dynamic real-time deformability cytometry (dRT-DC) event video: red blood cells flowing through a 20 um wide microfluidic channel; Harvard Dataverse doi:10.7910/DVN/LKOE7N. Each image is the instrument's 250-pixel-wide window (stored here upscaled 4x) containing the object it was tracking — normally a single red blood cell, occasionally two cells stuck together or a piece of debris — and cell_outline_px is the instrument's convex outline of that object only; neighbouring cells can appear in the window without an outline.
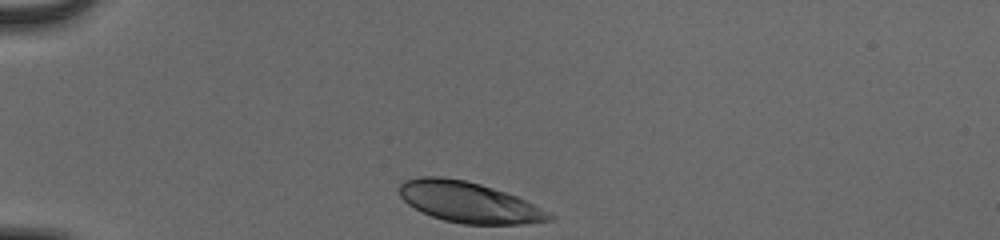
{"species": "human", "species_latin": "Homo sapiens", "temperature_condition": "cold", "stored_images_in_passage": 32, "camera_frame_rate_fps": 3000, "um_per_image_px": 0.085, "donor": {"sex": "male"}, "frame": {"image": 1, "passage_image": 1, "time_ms": 0.0, "image_size_px": [1000, 240], "cell_outline_px": [[556, 216], [552, 220], [520, 224], [464, 224], [444, 220], [432, 216], [408, 204], [400, 196], [400, 184], [404, 180], [420, 176], [440, 176], [464, 180], [480, 184], [516, 196]], "centroid_in_image_um": [39.83, 17.19], "position_along_channel_um": 45.2, "area_um2": 35.08}}
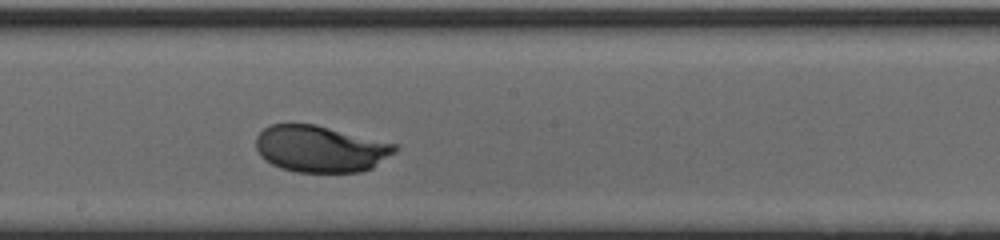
{"frame": {"image": 2, "passage_image": 18, "time_ms": 5.667, "image_size_px": [1000, 240], "cell_outline_px": [[400, 148], [396, 152], [372, 168], [360, 172], [296, 172], [280, 168], [272, 164], [260, 156], [256, 148], [256, 136], [264, 128], [272, 124], [316, 124], [400, 144]], "centroid_in_image_um": [27.28, 12.65], "position_along_channel_um": 220.9, "area_um2": 38.21}}
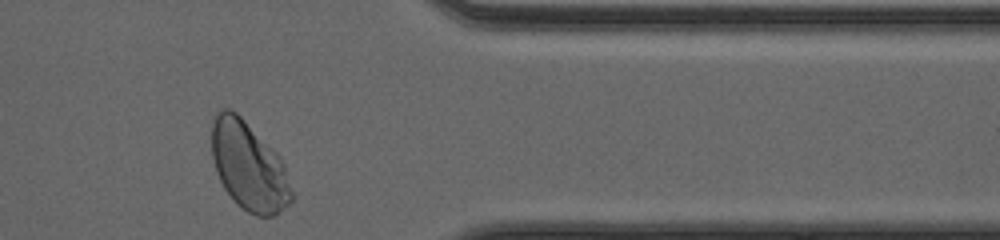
{"frame": {"image": 3, "passage_image": 32, "time_ms": 10.333, "image_size_px": [1000, 240], "cell_outline_px": [[296, 196], [288, 204], [272, 216], [256, 216], [248, 212], [236, 204], [224, 188], [216, 172], [212, 156], [212, 120], [216, 112], [224, 108], [228, 108], [236, 112], [280, 156], [284, 164]], "centroid_in_image_um": [21.16, 14.14], "position_along_channel_um": 390.2, "area_um2": 41.33}, "authors_computed_cell_mechanics": {"area_um2": 37.8012, "velocity_mm_per_s": 3.8339, "shape_relaxation_time_tau1_ms": 2.1158, "shape_relaxation_time_tau2_ms": null, "deformation_change_tau1": 0.1595, "deformation_change_tau2": null}}